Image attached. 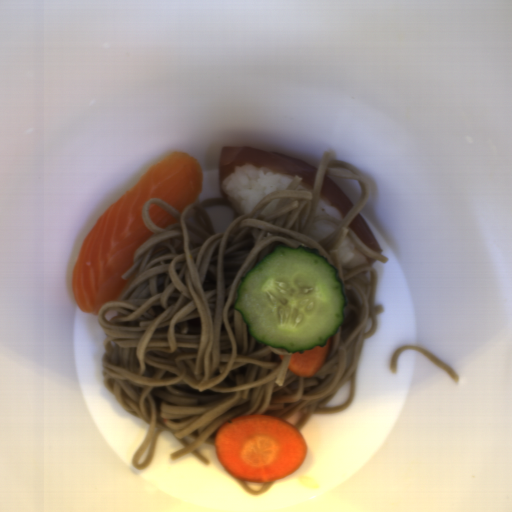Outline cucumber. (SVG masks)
Here are the masks:
<instances>
[{
    "mask_svg": "<svg viewBox=\"0 0 512 512\" xmlns=\"http://www.w3.org/2000/svg\"><path fill=\"white\" fill-rule=\"evenodd\" d=\"M335 266L316 248L284 246L240 283L234 307L250 337L300 354L324 346L347 319Z\"/></svg>",
    "mask_w": 512,
    "mask_h": 512,
    "instance_id": "1",
    "label": "cucumber"
}]
</instances>
